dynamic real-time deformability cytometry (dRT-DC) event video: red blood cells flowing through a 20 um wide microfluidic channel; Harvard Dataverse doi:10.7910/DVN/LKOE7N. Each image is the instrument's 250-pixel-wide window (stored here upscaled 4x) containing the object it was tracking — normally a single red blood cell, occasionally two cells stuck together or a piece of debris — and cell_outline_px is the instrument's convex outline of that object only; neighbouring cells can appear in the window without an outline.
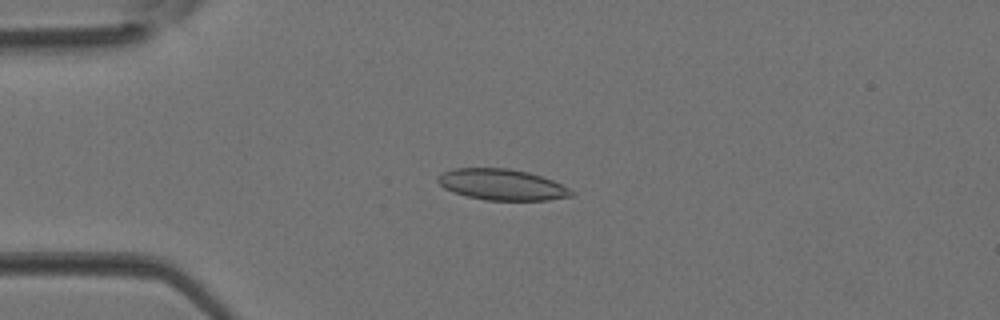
{"species": "Egyptian fruit bat (a non-hibernating species)", "species_latin": "Rousettus aegyptiacus", "temperature_condition": "room temperature", "stored_images_in_passage": 4, "camera_frame_rate_fps": 3000, "um_per_image_px": 0.085, "animal": {"sex": "female"}, "frame": {"image": 1, "passage_image": 3, "time_ms": 0.667, "image_size_px": [1000, 320], "cell_outline_px": [[576, 196], [548, 200], [484, 200], [468, 196], [444, 188], [436, 180], [436, 176], [444, 172], [456, 168], [508, 168], [528, 172], [552, 180], [576, 192]], "centroid_in_image_um": [42.69, 15.69], "position_along_channel_um": 42.3, "area_um2": 24.1}}